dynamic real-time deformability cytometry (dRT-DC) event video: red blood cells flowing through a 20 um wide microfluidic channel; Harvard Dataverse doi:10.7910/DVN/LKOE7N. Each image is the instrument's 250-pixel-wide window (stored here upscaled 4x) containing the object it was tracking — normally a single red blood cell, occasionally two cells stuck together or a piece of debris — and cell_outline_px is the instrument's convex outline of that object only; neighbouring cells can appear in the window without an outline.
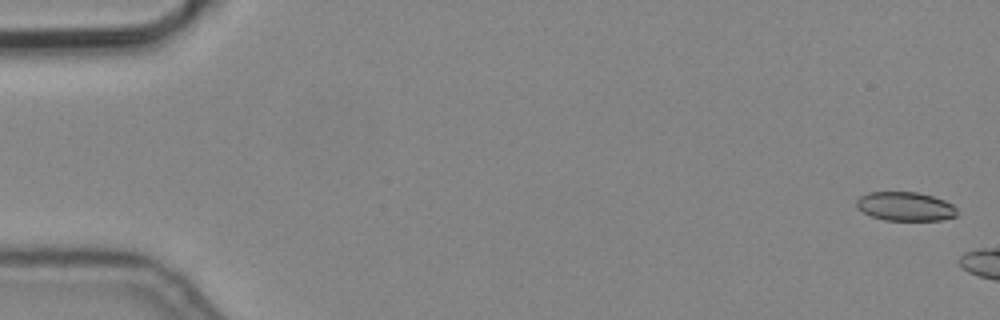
{"species": "common noctule bat (a hibernating species)", "species_latin": "Nyctalus noctula", "temperature_condition": "cold", "stored_images_in_passage": 3, "camera_frame_rate_fps": 3000, "um_per_image_px": 0.085, "animal": {"sex": "male", "body_mass_g": 19.2, "forearm_length_mm": 51.8}, "frame": {"image": 1, "passage_image": 1, "time_ms": 0.0, "image_size_px": [1000, 320], "cell_outline_px": [[956, 216], [940, 220], [884, 220], [872, 216], [856, 208], [856, 200], [860, 196], [868, 192], [916, 192], [932, 196], [944, 200], [952, 204], [956, 208]], "centroid_in_image_um": [76.92, 17.54], "position_along_channel_um": 8.1, "area_um2": 16.88}}